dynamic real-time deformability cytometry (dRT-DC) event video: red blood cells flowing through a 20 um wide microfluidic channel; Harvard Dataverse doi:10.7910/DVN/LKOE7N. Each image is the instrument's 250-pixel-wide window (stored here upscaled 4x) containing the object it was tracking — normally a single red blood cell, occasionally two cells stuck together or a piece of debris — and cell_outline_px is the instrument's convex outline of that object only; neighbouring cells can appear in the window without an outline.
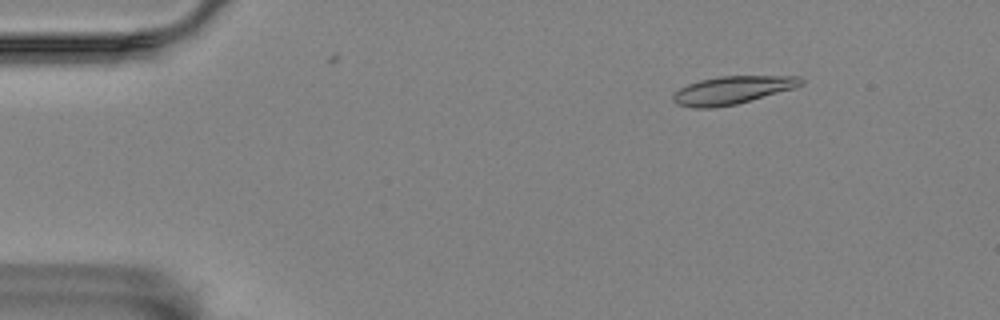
{"species": "Egyptian fruit bat (a non-hibernating species)", "species_latin": "Rousettus aegyptiacus", "temperature_condition": "room temperature", "stored_images_in_passage": 2, "camera_frame_rate_fps": 3000, "um_per_image_px": 0.085, "animal": {"sex": "female"}, "frame": {"image": 1, "passage_image": 2, "time_ms": 1.333, "image_size_px": [1000, 320], "cell_outline_px": [[804, 84], [796, 88], [736, 104], [712, 108], [692, 108], [676, 104], [672, 100], [672, 96], [680, 88], [688, 84], [700, 80], [720, 76], [800, 76], [804, 80]], "centroid_in_image_um": [62.27, 7.66], "position_along_channel_um": 22.7, "area_um2": 20.92}}